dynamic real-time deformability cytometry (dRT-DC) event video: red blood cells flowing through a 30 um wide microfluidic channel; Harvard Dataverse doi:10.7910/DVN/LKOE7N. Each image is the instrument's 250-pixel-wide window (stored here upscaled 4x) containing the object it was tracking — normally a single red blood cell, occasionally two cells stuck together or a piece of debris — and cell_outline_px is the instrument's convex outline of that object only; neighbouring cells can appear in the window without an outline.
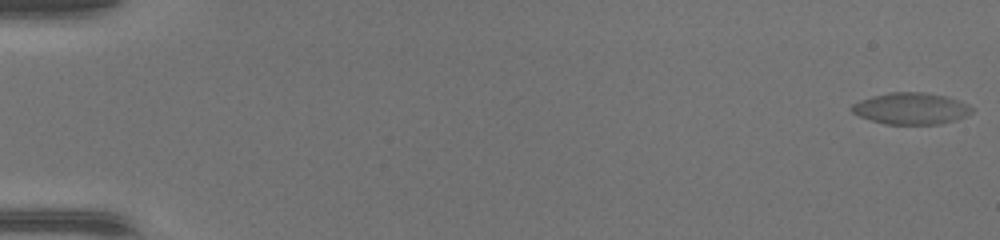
{"species": "common noctule bat (a hibernating species)", "species_latin": "Nyctalus noctula", "temperature_condition": "warm", "stored_images_in_passage": 51, "camera_frame_rate_fps": 3000, "um_per_image_px": 0.085, "animal": {"sex": "female", "body_mass_g": 17.0, "forearm_length_mm": 48.0}, "frame": {"image": 1, "passage_image": 1, "time_ms": 0.0, "image_size_px": [1000, 240], "cell_outline_px": [[972, 112], [956, 120], [940, 124], [888, 124], [872, 120], [860, 116], [852, 112], [852, 104], [860, 100], [872, 96], [888, 92], [924, 92], [948, 96], [968, 104], [972, 108]], "centroid_in_image_um": [77.45, 9.21], "position_along_channel_um": 7.5, "area_um2": 22.02}}
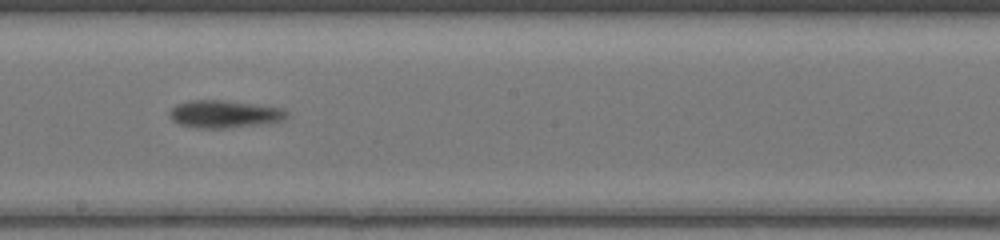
{"frame": {"image": 2, "passage_image": 30, "time_ms": 9.667, "image_size_px": [1000, 240], "cell_outline_px": [[288, 116], [280, 120], [256, 124], [224, 128], [196, 128], [180, 124], [172, 120], [168, 112], [176, 104], [188, 100], [220, 100], [280, 108], [288, 112]], "centroid_in_image_um": [18.97, 9.69], "position_along_channel_um": 229.2, "area_um2": 18.32}}
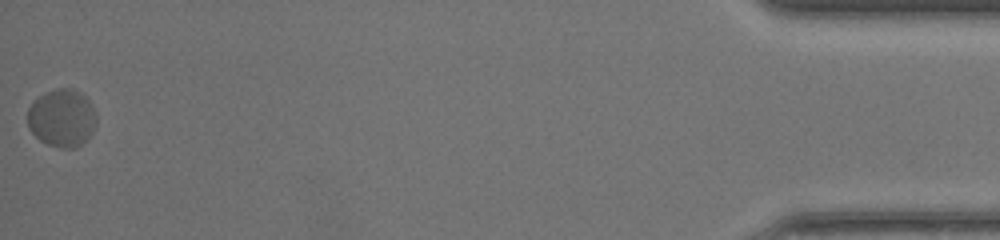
{"frame": {"image": 3, "passage_image": 51, "time_ms": 16.667, "image_size_px": [1000, 240], "cell_outline_px": [[96, 124], [92, 132], [76, 148], [60, 148], [48, 144], [40, 140], [28, 128], [28, 108], [32, 100], [44, 92], [56, 88], [72, 88], [80, 92], [88, 100], [96, 116]], "centroid_in_image_um": [5.23, 10.01], "position_along_channel_um": 430.0, "area_um2": 23.18}, "authors_computed_cell_mechanics": {"area_um2": 20.4034, "velocity_mm_per_s": 4.2102, "shape_relaxation_time_tau1_ms": 4.1757, "shape_relaxation_time_tau2_ms": null, "deformation_change_tau1": 0.1925, "deformation_change_tau2": null}}